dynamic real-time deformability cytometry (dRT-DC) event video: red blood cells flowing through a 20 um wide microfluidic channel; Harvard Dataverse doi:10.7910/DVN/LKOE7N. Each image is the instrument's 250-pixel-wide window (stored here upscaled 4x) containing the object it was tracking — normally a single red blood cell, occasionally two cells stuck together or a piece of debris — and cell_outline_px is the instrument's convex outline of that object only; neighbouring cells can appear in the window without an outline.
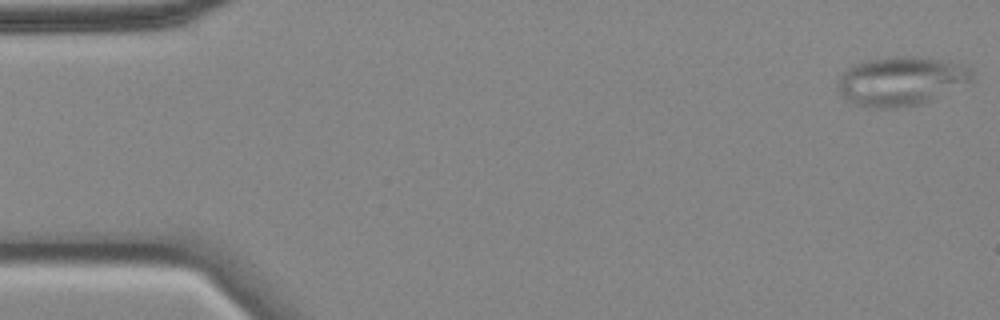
{"species": "common noctule bat (a hibernating species)", "species_latin": "Nyctalus noctula", "temperature_condition": "cold", "stored_images_in_passage": 56, "camera_frame_rate_fps": 3000, "um_per_image_px": 0.085, "animal": {"sex": "female", "body_mass_g": 18.4}, "frame": {"image": 1, "passage_image": 1, "time_ms": 0.0, "image_size_px": [1000, 320], "cell_outline_px": [[976, 80], [924, 104], [900, 108], [868, 108], [856, 104], [848, 100], [836, 88], [840, 76], [848, 68], [856, 64], [868, 60], [888, 56], [912, 56], [948, 60], [964, 64], [972, 68]], "centroid_in_image_um": [76.68, 6.89], "position_along_channel_um": 8.3, "area_um2": 39.13}}
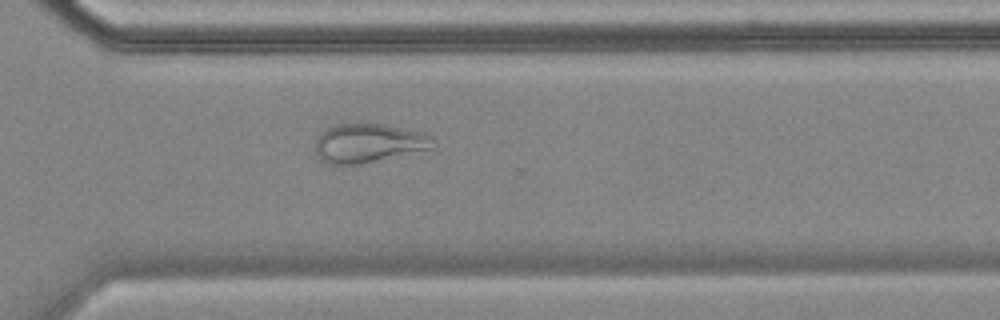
{"frame": {"image": 2, "passage_image": 40, "time_ms": 13.0, "image_size_px": [1000, 320], "cell_outline_px": [[432, 148], [356, 164], [328, 164], [320, 160], [316, 152], [316, 140], [320, 132], [336, 124], [384, 124], [424, 132], [432, 136]], "centroid_in_image_um": [31.28, 12.15], "position_along_channel_um": 339.3, "area_um2": 26.24}}
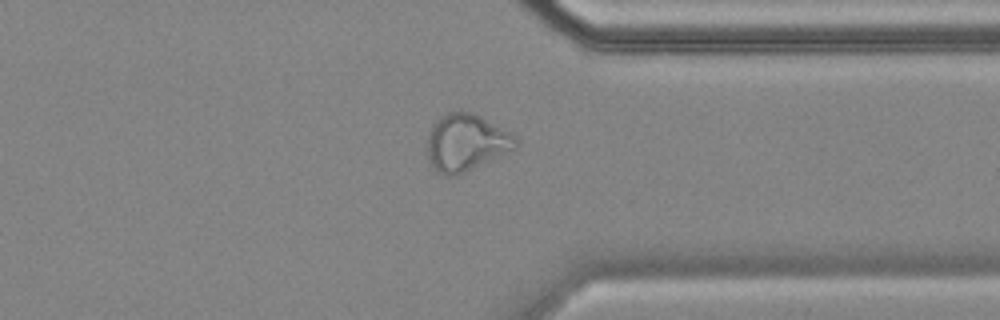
{"frame": {"image": 3, "passage_image": 43, "time_ms": 14.0, "image_size_px": [1000, 320], "cell_outline_px": [[520, 144], [516, 148], [500, 156], [456, 176], [444, 176], [436, 172], [432, 168], [428, 160], [428, 132], [432, 124], [440, 116], [448, 112], [472, 112], [480, 116], [516, 136], [520, 140]], "centroid_in_image_um": [39.61, 12.14], "position_along_channel_um": 371.8, "area_um2": 29.54}}